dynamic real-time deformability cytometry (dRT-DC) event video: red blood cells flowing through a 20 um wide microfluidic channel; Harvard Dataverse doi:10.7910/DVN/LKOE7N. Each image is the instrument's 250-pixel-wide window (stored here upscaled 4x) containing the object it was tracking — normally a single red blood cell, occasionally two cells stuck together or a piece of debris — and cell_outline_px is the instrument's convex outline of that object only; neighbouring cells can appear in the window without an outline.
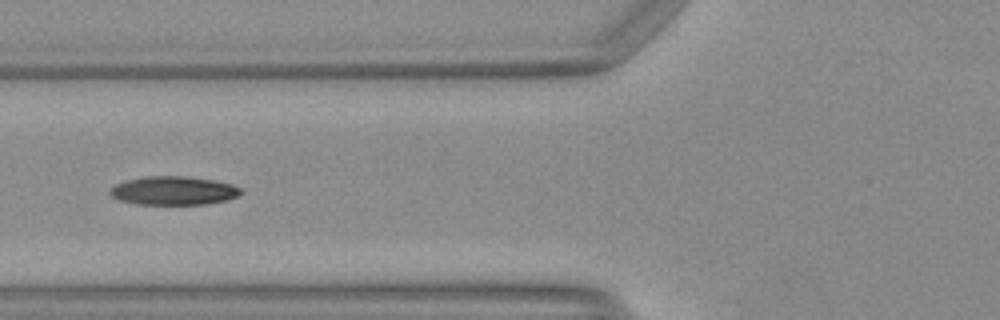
{"species": "Egyptian fruit bat (a non-hibernating species)", "species_latin": "Rousettus aegyptiacus", "temperature_condition": "warm", "stored_images_in_passage": 36, "camera_frame_rate_fps": 3000, "um_per_image_px": 0.085, "animal": {"sex": "female"}, "frame": {"image": 1, "passage_image": 11, "time_ms": 3.333, "image_size_px": [1000, 320], "cell_outline_px": [[244, 192], [236, 196], [224, 200], [204, 204], [136, 204], [120, 200], [112, 196], [108, 192], [116, 184], [128, 180], [144, 176], [188, 176], [212, 180], [232, 184], [240, 188]], "centroid_in_image_um": [14.74, 16.2], "position_along_channel_um": 111.1, "area_um2": 21.62}, "authors_computed_cell_mechanics": {"area_um2": 21.7617, "velocity_mm_per_s": 4.1348, "shape_relaxation_time_tau1_ms": 6.3476, "shape_relaxation_time_tau2_ms": 2.4047, "deformation_change_tau1": 0.196, "deformation_change_tau2": 0.0765}}